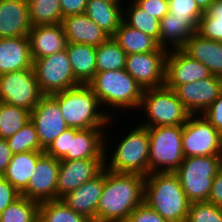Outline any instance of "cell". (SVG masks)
<instances>
[{"instance_id":"7402d4cb","label":"cell","mask_w":222,"mask_h":222,"mask_svg":"<svg viewBox=\"0 0 222 222\" xmlns=\"http://www.w3.org/2000/svg\"><path fill=\"white\" fill-rule=\"evenodd\" d=\"M61 25L67 41L74 44L98 47L110 37L85 13L64 17Z\"/></svg>"},{"instance_id":"3957f363","label":"cell","mask_w":222,"mask_h":222,"mask_svg":"<svg viewBox=\"0 0 222 222\" xmlns=\"http://www.w3.org/2000/svg\"><path fill=\"white\" fill-rule=\"evenodd\" d=\"M51 96L58 102L69 128H106L109 123L113 124V115L107 114L109 111H102L97 96L87 84H80Z\"/></svg>"},{"instance_id":"603a6c76","label":"cell","mask_w":222,"mask_h":222,"mask_svg":"<svg viewBox=\"0 0 222 222\" xmlns=\"http://www.w3.org/2000/svg\"><path fill=\"white\" fill-rule=\"evenodd\" d=\"M33 68L28 36L0 39V75Z\"/></svg>"},{"instance_id":"d4e9b609","label":"cell","mask_w":222,"mask_h":222,"mask_svg":"<svg viewBox=\"0 0 222 222\" xmlns=\"http://www.w3.org/2000/svg\"><path fill=\"white\" fill-rule=\"evenodd\" d=\"M159 26V46L168 52L183 49L185 42L197 32V28L188 19L174 18L170 13L160 20Z\"/></svg>"},{"instance_id":"30bf717a","label":"cell","mask_w":222,"mask_h":222,"mask_svg":"<svg viewBox=\"0 0 222 222\" xmlns=\"http://www.w3.org/2000/svg\"><path fill=\"white\" fill-rule=\"evenodd\" d=\"M43 96L33 68L0 75V102L31 112Z\"/></svg>"},{"instance_id":"7dc6e473","label":"cell","mask_w":222,"mask_h":222,"mask_svg":"<svg viewBox=\"0 0 222 222\" xmlns=\"http://www.w3.org/2000/svg\"><path fill=\"white\" fill-rule=\"evenodd\" d=\"M13 153L6 141L0 138V176L5 174L8 164L11 161Z\"/></svg>"},{"instance_id":"4316f807","label":"cell","mask_w":222,"mask_h":222,"mask_svg":"<svg viewBox=\"0 0 222 222\" xmlns=\"http://www.w3.org/2000/svg\"><path fill=\"white\" fill-rule=\"evenodd\" d=\"M123 9L107 0H88L84 13L112 37L123 21Z\"/></svg>"},{"instance_id":"484cf974","label":"cell","mask_w":222,"mask_h":222,"mask_svg":"<svg viewBox=\"0 0 222 222\" xmlns=\"http://www.w3.org/2000/svg\"><path fill=\"white\" fill-rule=\"evenodd\" d=\"M66 52L74 77L81 84H87L97 72L96 47L68 42Z\"/></svg>"},{"instance_id":"c3c4849f","label":"cell","mask_w":222,"mask_h":222,"mask_svg":"<svg viewBox=\"0 0 222 222\" xmlns=\"http://www.w3.org/2000/svg\"><path fill=\"white\" fill-rule=\"evenodd\" d=\"M213 1L215 0H195V2L198 4L199 8L203 12H205L210 7Z\"/></svg>"},{"instance_id":"74e56055","label":"cell","mask_w":222,"mask_h":222,"mask_svg":"<svg viewBox=\"0 0 222 222\" xmlns=\"http://www.w3.org/2000/svg\"><path fill=\"white\" fill-rule=\"evenodd\" d=\"M186 222H222V207L208 201L190 203Z\"/></svg>"},{"instance_id":"7c38bea8","label":"cell","mask_w":222,"mask_h":222,"mask_svg":"<svg viewBox=\"0 0 222 222\" xmlns=\"http://www.w3.org/2000/svg\"><path fill=\"white\" fill-rule=\"evenodd\" d=\"M168 51L160 46L152 52L127 55L125 70L145 89L165 85Z\"/></svg>"},{"instance_id":"8d00e7d4","label":"cell","mask_w":222,"mask_h":222,"mask_svg":"<svg viewBox=\"0 0 222 222\" xmlns=\"http://www.w3.org/2000/svg\"><path fill=\"white\" fill-rule=\"evenodd\" d=\"M13 154L28 151H44L38 138L34 123L28 120L13 136L6 139Z\"/></svg>"},{"instance_id":"e575fe53","label":"cell","mask_w":222,"mask_h":222,"mask_svg":"<svg viewBox=\"0 0 222 222\" xmlns=\"http://www.w3.org/2000/svg\"><path fill=\"white\" fill-rule=\"evenodd\" d=\"M40 203L20 196L0 213V222H38Z\"/></svg>"},{"instance_id":"6da1fadb","label":"cell","mask_w":222,"mask_h":222,"mask_svg":"<svg viewBox=\"0 0 222 222\" xmlns=\"http://www.w3.org/2000/svg\"><path fill=\"white\" fill-rule=\"evenodd\" d=\"M144 185V175L116 173L105 168L97 222H125L134 209L144 202Z\"/></svg>"},{"instance_id":"f546056e","label":"cell","mask_w":222,"mask_h":222,"mask_svg":"<svg viewBox=\"0 0 222 222\" xmlns=\"http://www.w3.org/2000/svg\"><path fill=\"white\" fill-rule=\"evenodd\" d=\"M126 60L127 54L113 37L96 47L97 72L125 69Z\"/></svg>"},{"instance_id":"ee69618b","label":"cell","mask_w":222,"mask_h":222,"mask_svg":"<svg viewBox=\"0 0 222 222\" xmlns=\"http://www.w3.org/2000/svg\"><path fill=\"white\" fill-rule=\"evenodd\" d=\"M20 196V192L4 176H0V213Z\"/></svg>"},{"instance_id":"cb8c5ba5","label":"cell","mask_w":222,"mask_h":222,"mask_svg":"<svg viewBox=\"0 0 222 222\" xmlns=\"http://www.w3.org/2000/svg\"><path fill=\"white\" fill-rule=\"evenodd\" d=\"M182 50L206 66L212 75L222 77V41L203 38L196 32Z\"/></svg>"},{"instance_id":"60d3db41","label":"cell","mask_w":222,"mask_h":222,"mask_svg":"<svg viewBox=\"0 0 222 222\" xmlns=\"http://www.w3.org/2000/svg\"><path fill=\"white\" fill-rule=\"evenodd\" d=\"M70 128L64 130L44 151L48 156L61 160L69 150Z\"/></svg>"},{"instance_id":"d590c367","label":"cell","mask_w":222,"mask_h":222,"mask_svg":"<svg viewBox=\"0 0 222 222\" xmlns=\"http://www.w3.org/2000/svg\"><path fill=\"white\" fill-rule=\"evenodd\" d=\"M197 33L203 38L222 41V0H215L201 16Z\"/></svg>"},{"instance_id":"9a60e30c","label":"cell","mask_w":222,"mask_h":222,"mask_svg":"<svg viewBox=\"0 0 222 222\" xmlns=\"http://www.w3.org/2000/svg\"><path fill=\"white\" fill-rule=\"evenodd\" d=\"M104 158L60 160L56 200L99 175L105 168Z\"/></svg>"},{"instance_id":"44dd1931","label":"cell","mask_w":222,"mask_h":222,"mask_svg":"<svg viewBox=\"0 0 222 222\" xmlns=\"http://www.w3.org/2000/svg\"><path fill=\"white\" fill-rule=\"evenodd\" d=\"M32 28L28 0H0V37L28 36Z\"/></svg>"},{"instance_id":"5b68a950","label":"cell","mask_w":222,"mask_h":222,"mask_svg":"<svg viewBox=\"0 0 222 222\" xmlns=\"http://www.w3.org/2000/svg\"><path fill=\"white\" fill-rule=\"evenodd\" d=\"M123 138L117 142L113 151L107 158V140L105 139V168L116 173L149 174V132L146 127L137 125L122 135ZM112 157V158H111ZM109 160V161H107ZM109 164H108V163Z\"/></svg>"},{"instance_id":"277c9868","label":"cell","mask_w":222,"mask_h":222,"mask_svg":"<svg viewBox=\"0 0 222 222\" xmlns=\"http://www.w3.org/2000/svg\"><path fill=\"white\" fill-rule=\"evenodd\" d=\"M103 107L123 110H138L141 104L143 88L125 70L96 72L87 83Z\"/></svg>"},{"instance_id":"ac0fdd59","label":"cell","mask_w":222,"mask_h":222,"mask_svg":"<svg viewBox=\"0 0 222 222\" xmlns=\"http://www.w3.org/2000/svg\"><path fill=\"white\" fill-rule=\"evenodd\" d=\"M105 180V168L90 181L61 198L74 212L85 216L91 222H97V206L102 195Z\"/></svg>"},{"instance_id":"9c48e42d","label":"cell","mask_w":222,"mask_h":222,"mask_svg":"<svg viewBox=\"0 0 222 222\" xmlns=\"http://www.w3.org/2000/svg\"><path fill=\"white\" fill-rule=\"evenodd\" d=\"M33 69L44 95L65 91L81 84L74 77L66 50L33 60Z\"/></svg>"},{"instance_id":"ba28073f","label":"cell","mask_w":222,"mask_h":222,"mask_svg":"<svg viewBox=\"0 0 222 222\" xmlns=\"http://www.w3.org/2000/svg\"><path fill=\"white\" fill-rule=\"evenodd\" d=\"M149 132V174L175 172L185 156L183 125L146 127Z\"/></svg>"},{"instance_id":"f1b7e54d","label":"cell","mask_w":222,"mask_h":222,"mask_svg":"<svg viewBox=\"0 0 222 222\" xmlns=\"http://www.w3.org/2000/svg\"><path fill=\"white\" fill-rule=\"evenodd\" d=\"M112 37L127 55L152 52L159 47L153 37L130 27L124 21Z\"/></svg>"},{"instance_id":"681fc988","label":"cell","mask_w":222,"mask_h":222,"mask_svg":"<svg viewBox=\"0 0 222 222\" xmlns=\"http://www.w3.org/2000/svg\"><path fill=\"white\" fill-rule=\"evenodd\" d=\"M107 1H110L112 3H115L117 5H121L122 6V3L120 2V0H107Z\"/></svg>"},{"instance_id":"52a82bcc","label":"cell","mask_w":222,"mask_h":222,"mask_svg":"<svg viewBox=\"0 0 222 222\" xmlns=\"http://www.w3.org/2000/svg\"><path fill=\"white\" fill-rule=\"evenodd\" d=\"M140 109H144L146 115V122L140 124L143 127L183 125L191 115L175 91L166 85L145 89Z\"/></svg>"},{"instance_id":"f6af8a7d","label":"cell","mask_w":222,"mask_h":222,"mask_svg":"<svg viewBox=\"0 0 222 222\" xmlns=\"http://www.w3.org/2000/svg\"><path fill=\"white\" fill-rule=\"evenodd\" d=\"M88 0H60L62 17H67L85 12Z\"/></svg>"},{"instance_id":"e0dca14e","label":"cell","mask_w":222,"mask_h":222,"mask_svg":"<svg viewBox=\"0 0 222 222\" xmlns=\"http://www.w3.org/2000/svg\"><path fill=\"white\" fill-rule=\"evenodd\" d=\"M211 75L206 66L191 58L182 49L168 52L165 81L168 88L175 90L179 85L205 79Z\"/></svg>"},{"instance_id":"7bdbcfd3","label":"cell","mask_w":222,"mask_h":222,"mask_svg":"<svg viewBox=\"0 0 222 222\" xmlns=\"http://www.w3.org/2000/svg\"><path fill=\"white\" fill-rule=\"evenodd\" d=\"M202 115L222 136V93Z\"/></svg>"},{"instance_id":"d6a6232c","label":"cell","mask_w":222,"mask_h":222,"mask_svg":"<svg viewBox=\"0 0 222 222\" xmlns=\"http://www.w3.org/2000/svg\"><path fill=\"white\" fill-rule=\"evenodd\" d=\"M30 120V111L0 102V138L8 139Z\"/></svg>"},{"instance_id":"f35d334b","label":"cell","mask_w":222,"mask_h":222,"mask_svg":"<svg viewBox=\"0 0 222 222\" xmlns=\"http://www.w3.org/2000/svg\"><path fill=\"white\" fill-rule=\"evenodd\" d=\"M169 13L178 19H188L197 29L204 12L195 0H168Z\"/></svg>"},{"instance_id":"d6986e66","label":"cell","mask_w":222,"mask_h":222,"mask_svg":"<svg viewBox=\"0 0 222 222\" xmlns=\"http://www.w3.org/2000/svg\"><path fill=\"white\" fill-rule=\"evenodd\" d=\"M105 128H70V144L67 154L61 160L105 158ZM105 134V135H104Z\"/></svg>"},{"instance_id":"4fadbf2b","label":"cell","mask_w":222,"mask_h":222,"mask_svg":"<svg viewBox=\"0 0 222 222\" xmlns=\"http://www.w3.org/2000/svg\"><path fill=\"white\" fill-rule=\"evenodd\" d=\"M59 169L60 160L44 153L20 195L38 203L56 200Z\"/></svg>"},{"instance_id":"5bb4252c","label":"cell","mask_w":222,"mask_h":222,"mask_svg":"<svg viewBox=\"0 0 222 222\" xmlns=\"http://www.w3.org/2000/svg\"><path fill=\"white\" fill-rule=\"evenodd\" d=\"M30 119L36 127L41 148L45 151L67 128L58 102L51 95H44L30 112Z\"/></svg>"},{"instance_id":"7a4b0ae2","label":"cell","mask_w":222,"mask_h":222,"mask_svg":"<svg viewBox=\"0 0 222 222\" xmlns=\"http://www.w3.org/2000/svg\"><path fill=\"white\" fill-rule=\"evenodd\" d=\"M144 202L168 222H186L190 202L174 172L145 176Z\"/></svg>"},{"instance_id":"83f0119b","label":"cell","mask_w":222,"mask_h":222,"mask_svg":"<svg viewBox=\"0 0 222 222\" xmlns=\"http://www.w3.org/2000/svg\"><path fill=\"white\" fill-rule=\"evenodd\" d=\"M43 154L44 151H28L13 154L3 175L4 178L21 193L27 187L37 160Z\"/></svg>"},{"instance_id":"4dcf8cb0","label":"cell","mask_w":222,"mask_h":222,"mask_svg":"<svg viewBox=\"0 0 222 222\" xmlns=\"http://www.w3.org/2000/svg\"><path fill=\"white\" fill-rule=\"evenodd\" d=\"M28 6L32 26L62 23L60 0H28Z\"/></svg>"},{"instance_id":"b9f144b4","label":"cell","mask_w":222,"mask_h":222,"mask_svg":"<svg viewBox=\"0 0 222 222\" xmlns=\"http://www.w3.org/2000/svg\"><path fill=\"white\" fill-rule=\"evenodd\" d=\"M146 13L161 20L169 13L168 0H133Z\"/></svg>"},{"instance_id":"2e32d148","label":"cell","mask_w":222,"mask_h":222,"mask_svg":"<svg viewBox=\"0 0 222 222\" xmlns=\"http://www.w3.org/2000/svg\"><path fill=\"white\" fill-rule=\"evenodd\" d=\"M174 91L191 114H202L222 93V77L211 75L179 85Z\"/></svg>"},{"instance_id":"1f68e13d","label":"cell","mask_w":222,"mask_h":222,"mask_svg":"<svg viewBox=\"0 0 222 222\" xmlns=\"http://www.w3.org/2000/svg\"><path fill=\"white\" fill-rule=\"evenodd\" d=\"M130 5L123 12V21L130 27L153 37L159 45L160 20L146 13L133 0L130 1Z\"/></svg>"},{"instance_id":"836d02e7","label":"cell","mask_w":222,"mask_h":222,"mask_svg":"<svg viewBox=\"0 0 222 222\" xmlns=\"http://www.w3.org/2000/svg\"><path fill=\"white\" fill-rule=\"evenodd\" d=\"M38 222H91L74 212L61 199L41 202Z\"/></svg>"},{"instance_id":"ab89813d","label":"cell","mask_w":222,"mask_h":222,"mask_svg":"<svg viewBox=\"0 0 222 222\" xmlns=\"http://www.w3.org/2000/svg\"><path fill=\"white\" fill-rule=\"evenodd\" d=\"M125 222H168L145 202L141 203L128 216Z\"/></svg>"},{"instance_id":"8992f818","label":"cell","mask_w":222,"mask_h":222,"mask_svg":"<svg viewBox=\"0 0 222 222\" xmlns=\"http://www.w3.org/2000/svg\"><path fill=\"white\" fill-rule=\"evenodd\" d=\"M222 167V155L185 157L174 172L190 203L208 201L213 180Z\"/></svg>"},{"instance_id":"bcb514c9","label":"cell","mask_w":222,"mask_h":222,"mask_svg":"<svg viewBox=\"0 0 222 222\" xmlns=\"http://www.w3.org/2000/svg\"><path fill=\"white\" fill-rule=\"evenodd\" d=\"M208 202L222 207V167L213 180Z\"/></svg>"},{"instance_id":"8fae6325","label":"cell","mask_w":222,"mask_h":222,"mask_svg":"<svg viewBox=\"0 0 222 222\" xmlns=\"http://www.w3.org/2000/svg\"><path fill=\"white\" fill-rule=\"evenodd\" d=\"M185 157L222 155V136L202 114H191L183 124Z\"/></svg>"},{"instance_id":"ffe728a7","label":"cell","mask_w":222,"mask_h":222,"mask_svg":"<svg viewBox=\"0 0 222 222\" xmlns=\"http://www.w3.org/2000/svg\"><path fill=\"white\" fill-rule=\"evenodd\" d=\"M28 38L32 60L64 51L68 44L61 24L32 26Z\"/></svg>"}]
</instances>
